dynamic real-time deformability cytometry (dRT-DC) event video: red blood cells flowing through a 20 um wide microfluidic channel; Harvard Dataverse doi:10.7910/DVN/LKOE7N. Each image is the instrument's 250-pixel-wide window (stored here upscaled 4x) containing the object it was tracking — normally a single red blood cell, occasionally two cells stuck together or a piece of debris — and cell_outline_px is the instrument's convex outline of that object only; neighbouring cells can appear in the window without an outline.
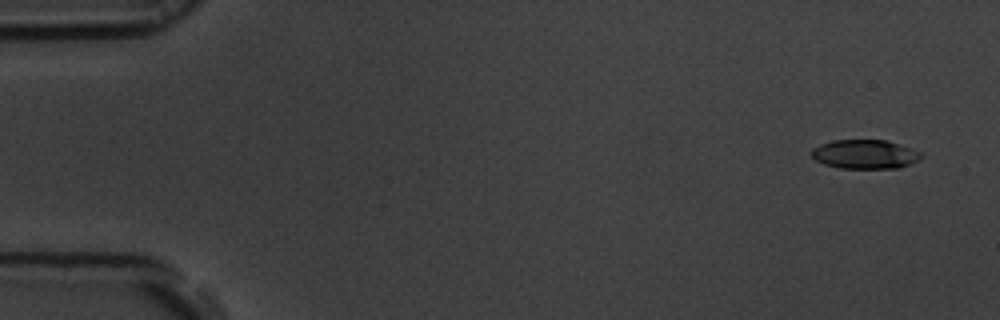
{"species": "common noctule bat (a hibernating species)", "species_latin": "Nyctalus noctula", "temperature_condition": "room temperature", "stored_images_in_passage": 5, "camera_frame_rate_fps": 3000, "um_per_image_px": 0.085, "animal": {"sex": "male", "body_mass_g": 19.5, "forearm_length_mm": 54.6}, "frame": {"image": 1, "passage_image": 5, "time_ms": 1.333, "image_size_px": [1000, 320], "cell_outline_px": [[924, 156], [920, 160], [900, 168], [840, 168], [824, 164], [816, 160], [812, 156], [812, 148], [820, 144], [832, 140], [884, 140], [912, 148], [920, 152]], "centroid_in_image_um": [73.54, 13.11], "position_along_channel_um": 11.5, "area_um2": 18.61}}